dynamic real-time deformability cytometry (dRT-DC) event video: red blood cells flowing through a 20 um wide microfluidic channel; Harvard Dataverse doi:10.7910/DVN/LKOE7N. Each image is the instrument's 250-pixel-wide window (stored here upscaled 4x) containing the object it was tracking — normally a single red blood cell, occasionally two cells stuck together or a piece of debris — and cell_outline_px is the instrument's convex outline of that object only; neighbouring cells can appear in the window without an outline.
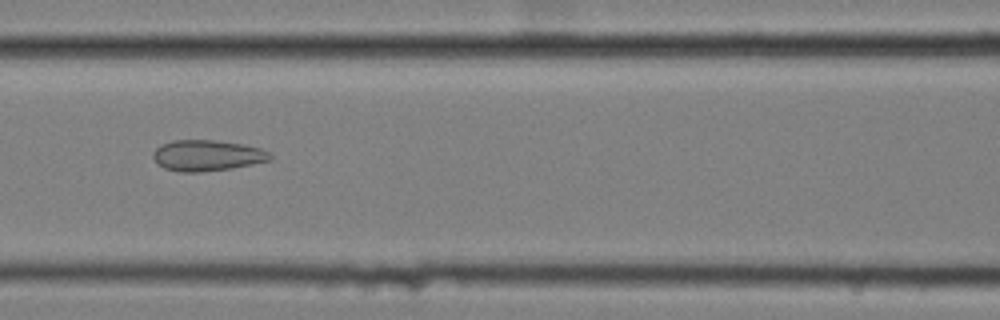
{"species": "common noctule bat (a hibernating species)", "species_latin": "Nyctalus noctula", "temperature_condition": "cold", "stored_images_in_passage": 60, "camera_frame_rate_fps": 3000, "um_per_image_px": 0.085, "animal": {"sex": "female", "body_mass_g": 25.1}, "frame": {"image": 1, "passage_image": 27, "time_ms": 8.667, "image_size_px": [1000, 320], "cell_outline_px": [[272, 156], [268, 160], [228, 168], [196, 172], [188, 172], [164, 168], [156, 160], [156, 148], [164, 144], [176, 140], [208, 140], [240, 144], [260, 148], [268, 152]], "centroid_in_image_um": [17.62, 13.2], "position_along_channel_um": 149.0, "area_um2": 20.0}}
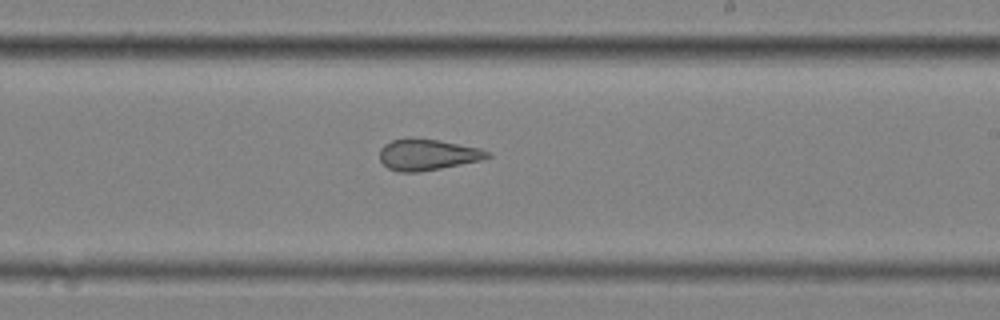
{"frame": {"image": 2, "passage_image": 36, "time_ms": 11.667, "image_size_px": [1000, 320], "cell_outline_px": [[492, 156], [476, 160], [440, 168], [416, 172], [400, 172], [388, 168], [380, 160], [380, 148], [384, 144], [392, 140], [436, 140], [480, 148], [488, 152]], "centroid_in_image_um": [36.29, 13.16], "position_along_channel_um": 252.7, "area_um2": 18.67}}
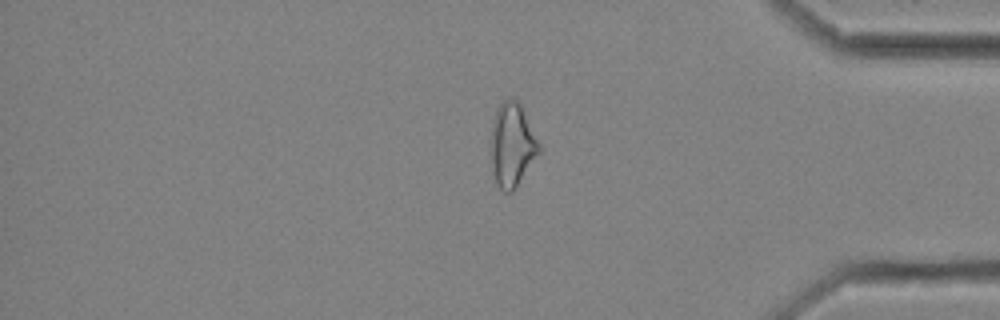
{"frame": {"image": 3, "passage_image": 50, "time_ms": 16.333, "image_size_px": [1000, 320], "cell_outline_px": [[540, 152], [512, 192], [504, 192], [500, 188], [496, 180], [492, 160], [492, 132], [496, 112], [500, 104], [508, 100], [516, 100], [520, 104], [540, 144]], "centroid_in_image_um": [43.56, 12.34], "position_along_channel_um": 391.6, "area_um2": 22.43}, "authors_computed_cell_mechanics": {"area_um2": 21.4149, "velocity_mm_per_s": 3.4617, "shape_relaxation_time_tau1_ms": null, "shape_relaxation_time_tau2_ms": 1.9786, "deformation_change_tau1": null, "deformation_change_tau2": 0.1057}}